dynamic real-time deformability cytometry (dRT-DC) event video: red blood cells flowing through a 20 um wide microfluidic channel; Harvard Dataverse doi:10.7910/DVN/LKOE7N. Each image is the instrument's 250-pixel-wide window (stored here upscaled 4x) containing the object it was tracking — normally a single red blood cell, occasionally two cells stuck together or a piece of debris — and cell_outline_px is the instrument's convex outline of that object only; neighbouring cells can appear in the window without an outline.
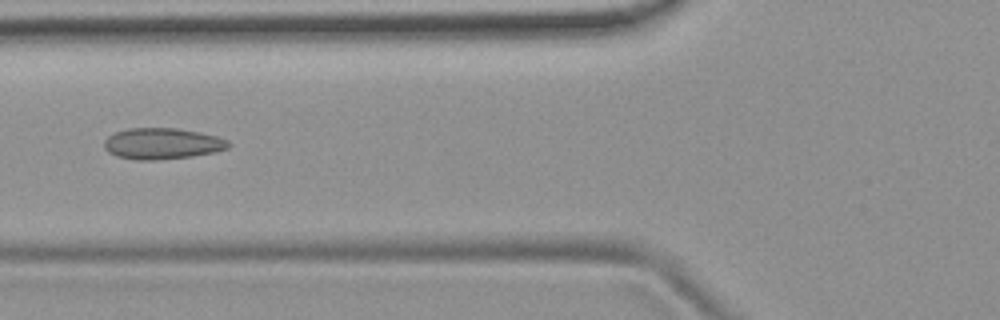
{"species": "common noctule bat (a hibernating species)", "species_latin": "Nyctalus noctula", "temperature_condition": "room temperature", "stored_images_in_passage": 5, "camera_frame_rate_fps": 3000, "um_per_image_px": 0.085, "animal": {"sex": "female", "body_mass_g": 19.9}, "frame": {"image": 1, "passage_image": 5, "time_ms": 4.667, "image_size_px": [1000, 320], "cell_outline_px": [[232, 144], [228, 148], [216, 152], [192, 156], [156, 160], [136, 160], [116, 156], [108, 152], [104, 148], [104, 140], [108, 136], [116, 132], [128, 128], [176, 128], [200, 132], [216, 136], [228, 140]], "centroid_in_image_um": [13.79, 12.21], "position_along_channel_um": 112.0, "area_um2": 22.72}}